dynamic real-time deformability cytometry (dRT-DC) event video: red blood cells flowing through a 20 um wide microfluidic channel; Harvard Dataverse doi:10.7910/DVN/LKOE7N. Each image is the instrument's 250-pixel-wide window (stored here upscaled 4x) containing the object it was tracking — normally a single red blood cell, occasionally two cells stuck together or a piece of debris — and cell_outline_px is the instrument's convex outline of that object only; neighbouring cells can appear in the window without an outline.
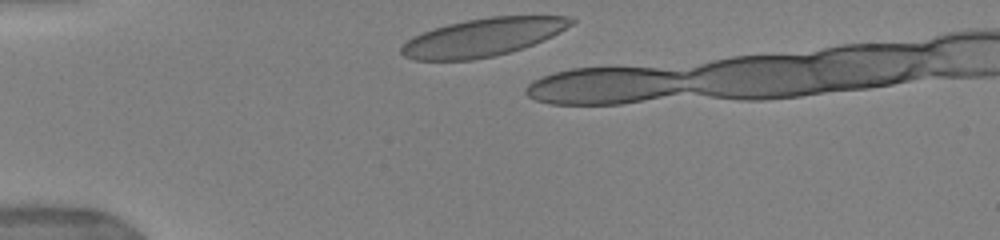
{"species": "human", "species_latin": "Homo sapiens", "temperature_condition": "warm", "stored_images_in_passage": 5, "camera_frame_rate_fps": 3000, "um_per_image_px": 0.085, "donor": {"sex": "female"}, "frame": {"image": 1, "passage_image": 1, "time_ms": 0.0, "image_size_px": [1000, 240], "cell_outline_px": [[576, 20], [572, 24], [552, 36], [532, 44], [508, 52], [492, 56], [472, 60], [412, 60], [404, 56], [400, 52], [400, 48], [408, 40], [424, 32], [448, 24], [468, 20], [492, 16], [568, 16]], "centroid_in_image_um": [41.04, 3.17], "position_along_channel_um": 44.0, "area_um2": 36.93}}